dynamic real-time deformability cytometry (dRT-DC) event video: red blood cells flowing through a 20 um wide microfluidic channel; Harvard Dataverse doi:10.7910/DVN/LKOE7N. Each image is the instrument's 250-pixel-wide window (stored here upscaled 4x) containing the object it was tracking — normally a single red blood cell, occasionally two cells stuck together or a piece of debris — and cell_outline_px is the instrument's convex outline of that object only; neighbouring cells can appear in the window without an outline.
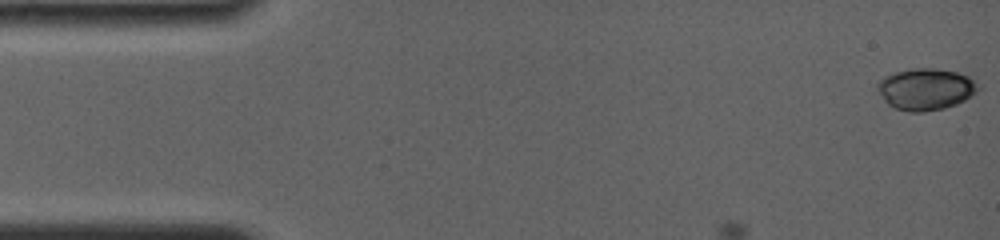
{"species": "common noctule bat (a hibernating species)", "species_latin": "Nyctalus noctula", "temperature_condition": "room temperature", "stored_images_in_passage": 39, "camera_frame_rate_fps": 4000, "um_per_image_px": 0.085, "animal": {"sex": "female", "body_mass_g": 19.0, "forearm_length_mm": 56.7}, "frame": {"image": 1, "passage_image": 1, "time_ms": 0.0, "image_size_px": [1000, 240], "cell_outline_px": [[984, 88], [964, 100], [956, 104], [944, 108], [924, 112], [908, 112], [896, 108], [888, 104], [884, 100], [876, 88], [876, 84], [884, 76], [896, 72], [912, 68], [932, 68], [956, 72], [968, 76]], "centroid_in_image_um": [78.7, 7.58], "position_along_channel_um": 6.3, "area_um2": 24.57}}